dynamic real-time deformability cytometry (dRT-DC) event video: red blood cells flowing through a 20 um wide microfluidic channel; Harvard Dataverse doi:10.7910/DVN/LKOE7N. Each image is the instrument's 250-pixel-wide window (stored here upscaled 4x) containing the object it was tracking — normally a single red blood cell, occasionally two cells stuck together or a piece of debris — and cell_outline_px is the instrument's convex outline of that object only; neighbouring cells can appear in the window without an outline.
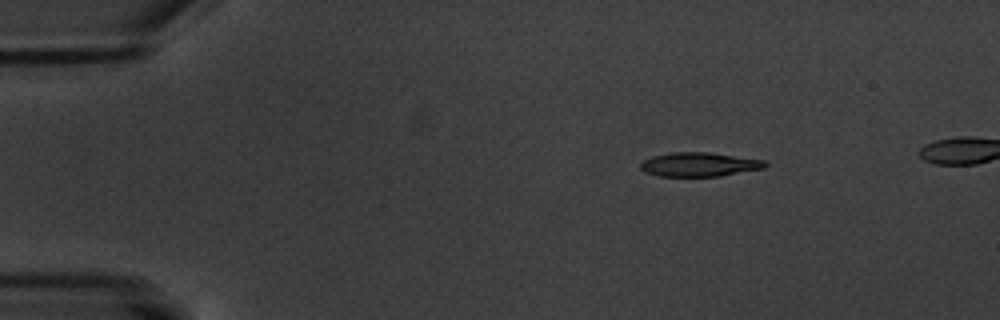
{"species": "common noctule bat (a hibernating species)", "species_latin": "Nyctalus noctula", "temperature_condition": "warm", "stored_images_in_passage": 15, "camera_frame_rate_fps": 3000, "um_per_image_px": 0.085, "animal": {"sex": "male", "body_mass_g": 20.1, "forearm_length_mm": 53.5}, "frame": {"image": 1, "passage_image": 1, "time_ms": 0.0, "image_size_px": [1000, 320], "cell_outline_px": [[768, 164], [764, 168], [720, 176], [660, 176], [644, 172], [640, 168], [640, 164], [644, 160], [652, 156], [672, 152], [708, 152], [764, 160]], "centroid_in_image_um": [59.42, 13.98], "position_along_channel_um": 25.6, "area_um2": 17.4}}
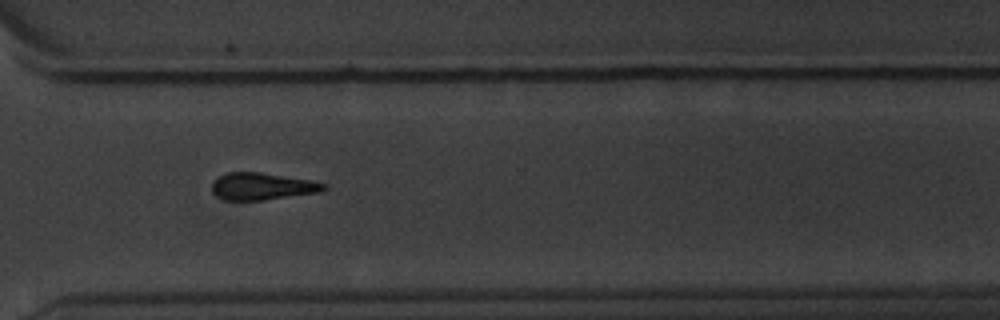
{"frame": {"image": 2, "passage_image": 11, "time_ms": 11.667, "image_size_px": [1000, 320], "cell_outline_px": [[328, 188], [320, 192], [264, 200], [224, 200], [216, 196], [212, 192], [212, 180], [228, 172], [260, 172], [308, 180], [328, 184]], "centroid_in_image_um": [22.26, 15.84], "position_along_channel_um": 348.3, "area_um2": 17.69}}
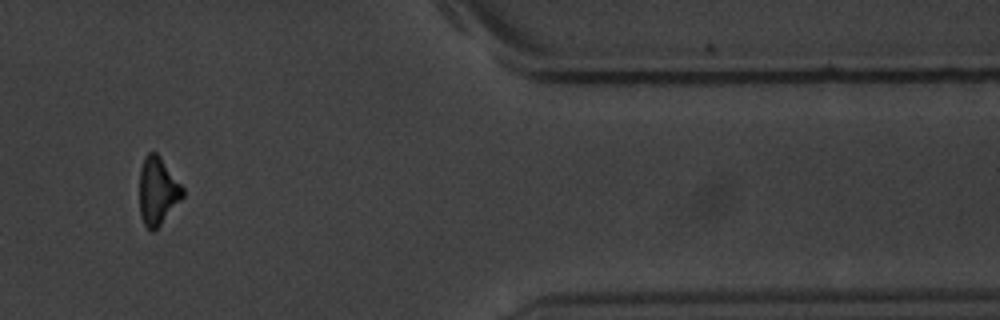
{"frame": {"image": 3, "passage_image": 13, "time_ms": 14.0, "image_size_px": [1000, 320], "cell_outline_px": [[184, 196], [160, 224], [152, 232], [144, 224], [140, 212], [140, 168], [144, 156], [148, 152], [156, 152], [160, 156], [184, 188]], "centroid_in_image_um": [13.4, 16.2], "position_along_channel_um": 398.0, "area_um2": 16.88}, "authors_computed_cell_mechanics": {"area_um2": 17.6868, "velocity_mm_per_s": 3.3946, "shape_relaxation_time_tau1_ms": 4.3824, "shape_relaxation_time_tau2_ms": null, "deformation_change_tau1": 0.1397, "deformation_change_tau2": null}}